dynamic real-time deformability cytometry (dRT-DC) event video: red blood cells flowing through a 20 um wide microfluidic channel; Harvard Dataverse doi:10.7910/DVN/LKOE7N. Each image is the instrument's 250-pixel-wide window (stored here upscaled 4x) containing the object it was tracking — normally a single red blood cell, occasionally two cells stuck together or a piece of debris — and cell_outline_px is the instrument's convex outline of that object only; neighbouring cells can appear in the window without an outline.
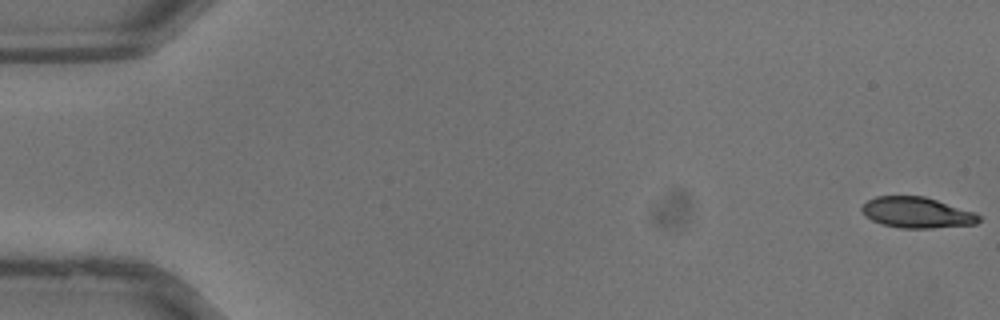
{"species": "common noctule bat (a hibernating species)", "species_latin": "Nyctalus noctula", "temperature_condition": "warm", "stored_images_in_passage": 37, "camera_frame_rate_fps": 3000, "um_per_image_px": 0.085, "animal": {"sex": "male", "body_mass_g": 13.3}, "frame": {"image": 1, "passage_image": 1, "time_ms": 0.0, "image_size_px": [1000, 320], "cell_outline_px": [[980, 220], [976, 224], [932, 228], [900, 228], [884, 224], [872, 220], [860, 208], [868, 200], [876, 196], [924, 196], [972, 212], [980, 216]], "centroid_in_image_um": [77.92, 18.07], "position_along_channel_um": 7.1, "area_um2": 20.58}}
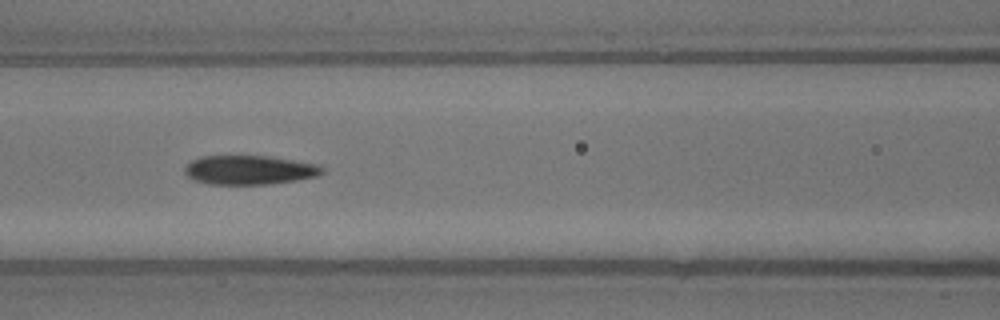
{"frame": {"image": 2, "passage_image": 17, "time_ms": 5.333, "image_size_px": [1000, 320], "cell_outline_px": [[324, 172], [316, 176], [296, 180], [272, 184], [208, 184], [196, 180], [188, 176], [184, 172], [184, 168], [192, 160], [200, 156], [268, 156], [320, 164], [324, 168]], "centroid_in_image_um": [21.22, 14.44], "position_along_channel_um": 145.4, "area_um2": 23.35}}
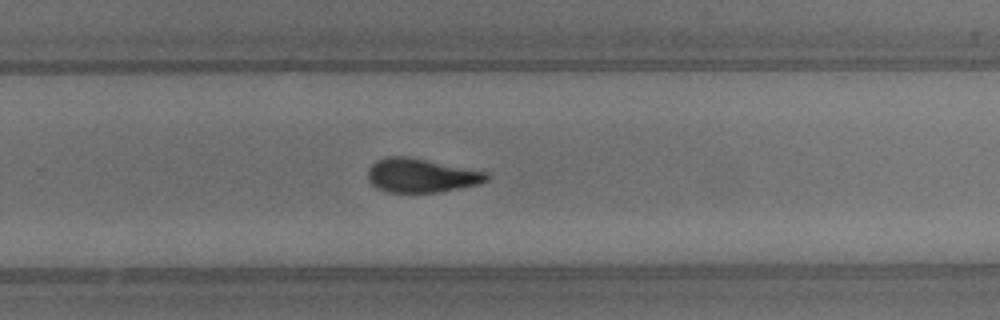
{"frame": {"image": 3, "passage_image": 25, "time_ms": 8.0, "image_size_px": [1000, 320], "cell_outline_px": [[488, 180], [480, 184], [436, 192], [388, 192], [376, 188], [368, 180], [368, 168], [376, 160], [388, 156], [408, 156], [488, 172]], "centroid_in_image_um": [35.78, 14.9], "position_along_channel_um": 294.0, "area_um2": 23.47}}